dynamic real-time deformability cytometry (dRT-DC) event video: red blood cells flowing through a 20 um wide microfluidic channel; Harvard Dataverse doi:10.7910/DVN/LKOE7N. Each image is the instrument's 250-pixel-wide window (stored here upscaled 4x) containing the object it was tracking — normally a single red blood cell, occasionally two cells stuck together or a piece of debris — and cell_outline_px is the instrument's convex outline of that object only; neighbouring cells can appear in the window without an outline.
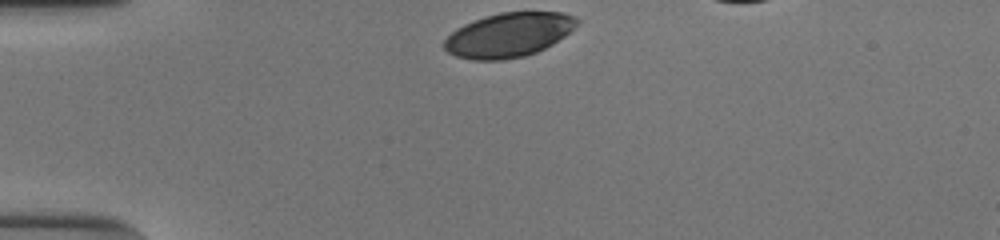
{"species": "human", "species_latin": "Homo sapiens", "temperature_condition": "cold", "stored_images_in_passage": 32, "camera_frame_rate_fps": 3000, "um_per_image_px": 0.085, "donor": {"sex": "male"}, "frame": {"image": 1, "passage_image": 1, "time_ms": 0.0, "image_size_px": [1000, 240], "cell_outline_px": [[580, 20], [564, 36], [552, 44], [536, 52], [524, 56], [504, 60], [472, 60], [456, 56], [448, 52], [444, 48], [444, 40], [456, 28], [464, 24], [484, 16], [500, 12], [564, 12]], "centroid_in_image_um": [43.21, 2.97], "position_along_channel_um": 41.8, "area_um2": 34.1}}
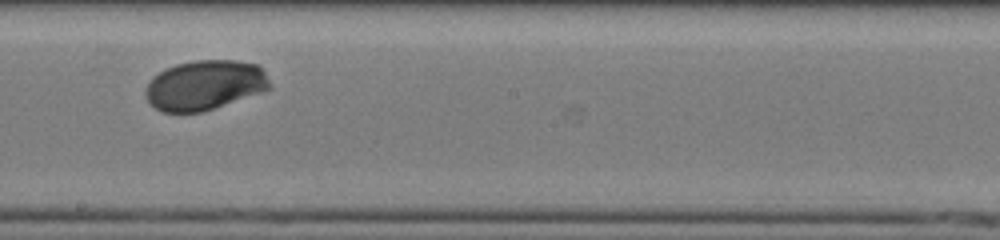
{"frame": {"image": 2, "passage_image": 19, "time_ms": 6.0, "image_size_px": [1000, 240], "cell_outline_px": [[272, 88], [200, 112], [160, 112], [148, 100], [144, 92], [144, 88], [152, 76], [164, 68], [176, 64], [196, 60], [236, 60], [260, 64], [272, 84]], "centroid_in_image_um": [17.39, 7.21], "position_along_channel_um": 230.8, "area_um2": 36.18}}
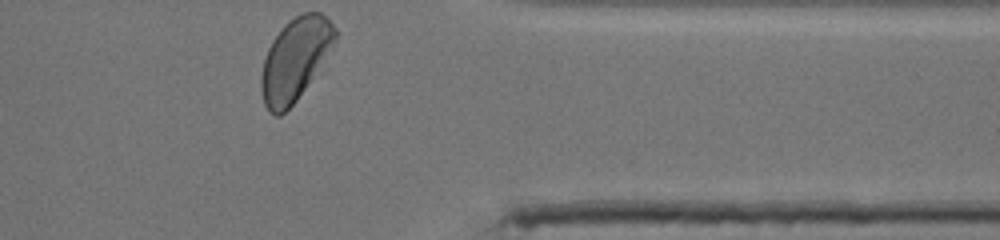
{"frame": {"image": 3, "passage_image": 32, "time_ms": 10.333, "image_size_px": [1000, 240], "cell_outline_px": [[336, 40], [320, 72], [296, 100], [280, 116], [276, 116], [268, 112], [264, 104], [260, 88], [260, 80], [264, 60], [268, 48], [272, 40], [284, 24], [288, 20], [304, 12], [320, 12], [336, 28]], "centroid_in_image_um": [25.09, 5.07], "position_along_channel_um": 386.3, "area_um2": 35.89}, "authors_computed_cell_mechanics": {"area_um2": 36.0094, "velocity_mm_per_s": 3.8092, "shape_relaxation_time_tau1_ms": 2.1972, "shape_relaxation_time_tau2_ms": null, "deformation_change_tau1": 0.1202, "deformation_change_tau2": null}}